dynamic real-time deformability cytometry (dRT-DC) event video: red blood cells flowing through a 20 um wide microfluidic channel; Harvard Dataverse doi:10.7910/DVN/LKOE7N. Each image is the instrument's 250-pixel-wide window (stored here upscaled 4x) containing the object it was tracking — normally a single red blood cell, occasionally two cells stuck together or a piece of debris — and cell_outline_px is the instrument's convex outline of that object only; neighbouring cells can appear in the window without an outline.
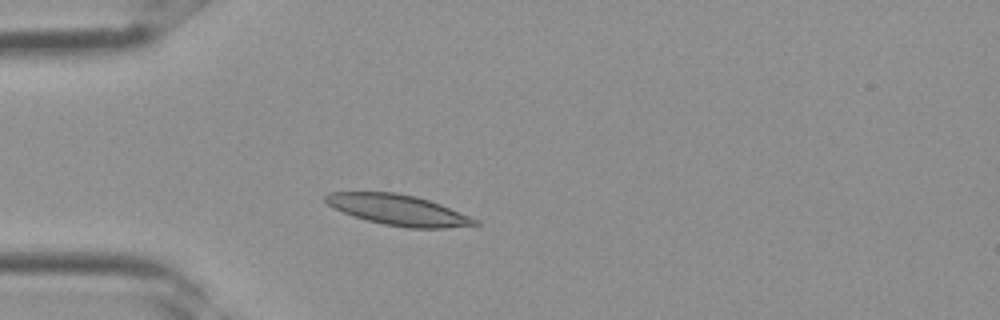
{"species": "Egyptian fruit bat (a non-hibernating species)", "species_latin": "Rousettus aegyptiacus", "temperature_condition": "room temperature", "stored_images_in_passage": 3, "camera_frame_rate_fps": 3000, "um_per_image_px": 0.085, "frame": {"image": 1, "passage_image": 3, "time_ms": 0.667, "image_size_px": [1000, 320], "cell_outline_px": [[480, 224], [444, 228], [408, 228], [384, 224], [352, 216], [328, 204], [324, 200], [324, 196], [328, 192], [396, 192], [416, 196], [440, 204], [480, 220]], "centroid_in_image_um": [33.86, 17.84], "position_along_channel_um": 51.1, "area_um2": 26.47}}